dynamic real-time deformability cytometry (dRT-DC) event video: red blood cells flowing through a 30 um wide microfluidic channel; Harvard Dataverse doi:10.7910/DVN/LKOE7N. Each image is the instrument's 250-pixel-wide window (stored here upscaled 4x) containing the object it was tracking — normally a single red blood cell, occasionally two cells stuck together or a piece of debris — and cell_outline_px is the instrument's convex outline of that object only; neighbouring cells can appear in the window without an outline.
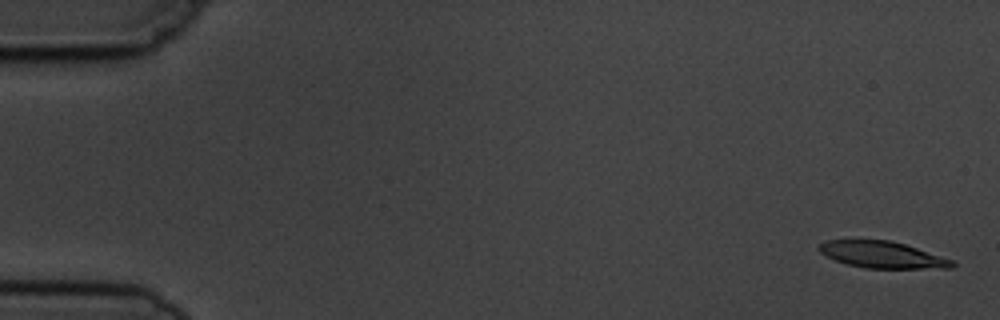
{"species": "common noctule bat (a hibernating species)", "species_latin": "Nyctalus noctula", "temperature_condition": "cold", "stored_images_in_passage": 8, "camera_frame_rate_fps": 3000, "um_per_image_px": 0.085, "animal": {"sex": "male", "body_mass_g": 19.5, "forearm_length_mm": 54.6}, "frame": {"image": 1, "passage_image": 1, "time_ms": 0.0, "image_size_px": [1000, 320], "cell_outline_px": [[956, 264], [952, 268], [864, 268], [848, 264], [824, 256], [816, 248], [820, 244], [828, 240], [892, 240], [952, 260]], "centroid_in_image_um": [74.95, 21.65], "position_along_channel_um": 10.0, "area_um2": 20.46}}
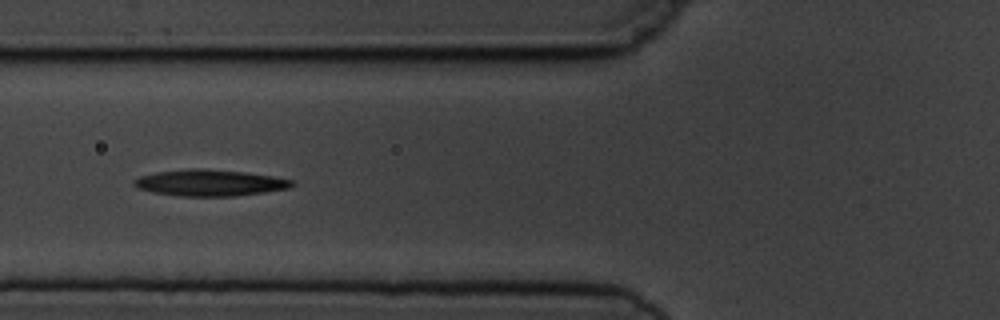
{"frame": {"image": 2, "passage_image": 6, "time_ms": 6.333, "image_size_px": [1000, 320], "cell_outline_px": [[296, 184], [292, 188], [264, 192], [232, 196], [180, 196], [152, 192], [136, 188], [132, 184], [132, 180], [140, 176], [156, 172], [188, 168], [204, 168], [244, 172], [272, 176], [296, 180]], "centroid_in_image_um": [17.84, 15.53], "position_along_channel_um": 108.0, "area_um2": 24.57}}
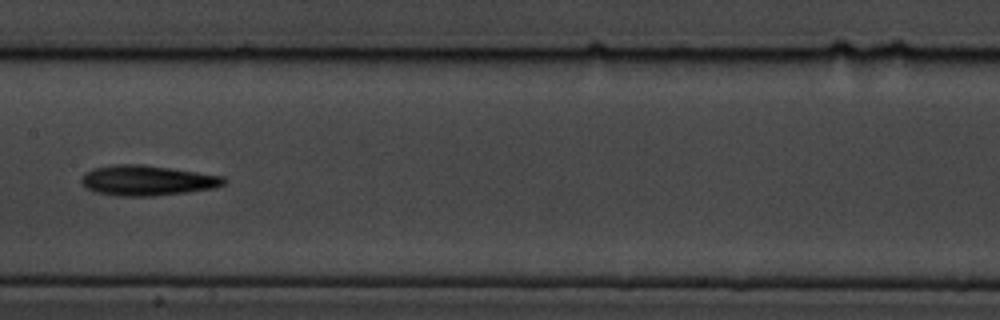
{"frame": {"image": 3, "passage_image": 8, "time_ms": 8.667, "image_size_px": [1000, 320], "cell_outline_px": [[228, 180], [224, 184], [212, 188], [188, 192], [152, 196], [120, 196], [96, 192], [88, 188], [80, 180], [84, 172], [92, 168], [116, 164], [140, 164], [224, 176]], "centroid_in_image_um": [12.5, 15.33], "position_along_channel_um": 194.9, "area_um2": 24.91}}